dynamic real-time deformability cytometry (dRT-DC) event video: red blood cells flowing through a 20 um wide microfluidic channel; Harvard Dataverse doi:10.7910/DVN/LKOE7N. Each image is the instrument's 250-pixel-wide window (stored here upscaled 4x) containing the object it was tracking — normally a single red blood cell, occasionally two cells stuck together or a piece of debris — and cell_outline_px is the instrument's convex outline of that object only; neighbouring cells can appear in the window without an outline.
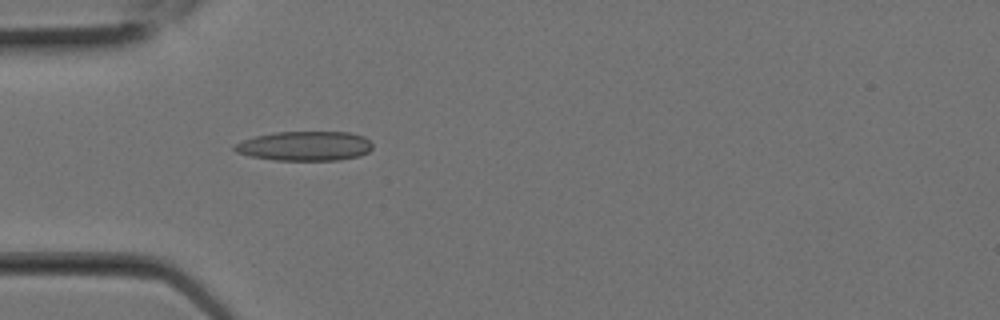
{"species": "Egyptian fruit bat (a non-hibernating species)", "species_latin": "Rousettus aegyptiacus", "temperature_condition": "room temperature", "stored_images_in_passage": 3, "camera_frame_rate_fps": 3000, "um_per_image_px": 0.085, "animal": {"sex": "female"}, "frame": {"image": 1, "passage_image": 3, "time_ms": 0.667, "image_size_px": [1000, 320], "cell_outline_px": [[372, 148], [368, 152], [360, 156], [340, 160], [276, 160], [248, 156], [236, 152], [232, 148], [236, 144], [244, 140], [256, 136], [276, 132], [348, 132], [364, 136], [372, 144]], "centroid_in_image_um": [25.93, 12.41], "position_along_channel_um": 59.1, "area_um2": 23.7}}